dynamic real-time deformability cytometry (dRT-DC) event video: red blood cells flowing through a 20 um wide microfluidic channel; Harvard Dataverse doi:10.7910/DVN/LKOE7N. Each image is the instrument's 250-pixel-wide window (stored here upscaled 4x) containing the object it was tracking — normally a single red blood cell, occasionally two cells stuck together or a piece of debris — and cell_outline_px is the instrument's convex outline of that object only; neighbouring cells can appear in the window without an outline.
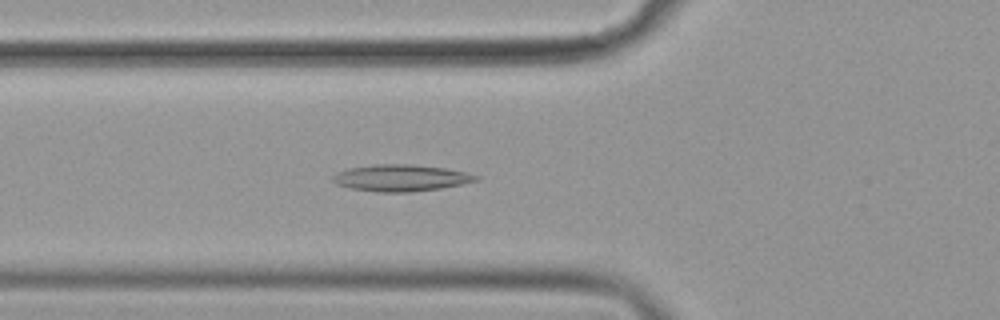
{"species": "common noctule bat (a hibernating species)", "species_latin": "Nyctalus noctula", "temperature_condition": "cold", "stored_images_in_passage": 46, "camera_frame_rate_fps": 3000, "um_per_image_px": 0.085, "animal": {"sex": "female", "body_mass_g": 19.9}, "frame": {"image": 1, "passage_image": 11, "time_ms": 3.333, "image_size_px": [1000, 320], "cell_outline_px": [[480, 180], [440, 188], [408, 192], [376, 192], [348, 188], [336, 184], [332, 180], [332, 176], [336, 172], [348, 168], [372, 164], [412, 164], [444, 168], [464, 172], [480, 176]], "centroid_in_image_um": [34.02, 15.12], "position_along_channel_um": 91.8, "area_um2": 22.31}}
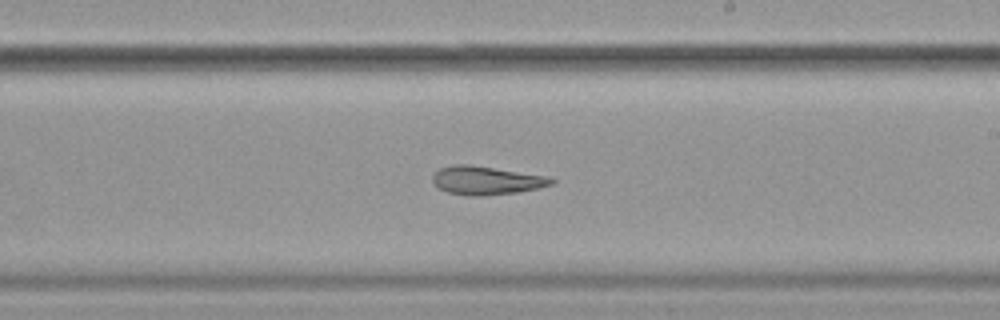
{"frame": {"image": 2, "passage_image": 24, "time_ms": 7.667, "image_size_px": [1000, 320], "cell_outline_px": [[556, 184], [540, 188], [516, 192], [484, 196], [468, 196], [448, 192], [440, 188], [432, 180], [432, 172], [440, 168], [456, 164], [472, 164], [548, 176], [556, 180]], "centroid_in_image_um": [41.37, 15.33], "position_along_channel_um": 247.6, "area_um2": 20.0}}
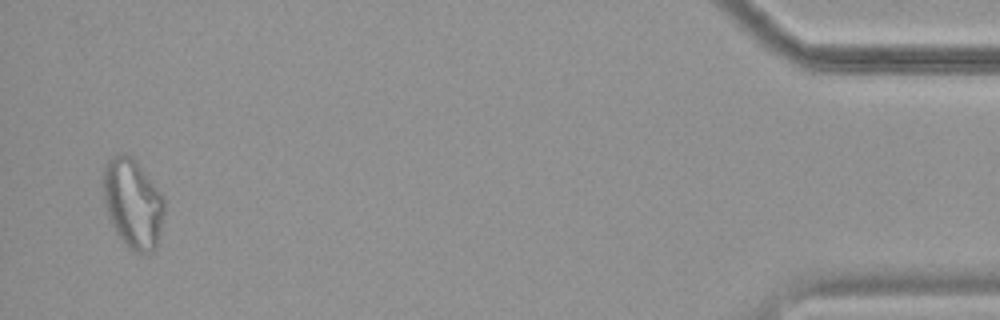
{"frame": {"image": 3, "passage_image": 45, "time_ms": 14.667, "image_size_px": [1000, 320], "cell_outline_px": [[164, 212], [160, 232], [156, 248], [152, 252], [140, 256], [124, 244], [116, 232], [112, 224], [104, 200], [104, 168], [108, 160], [120, 152], [132, 156], [136, 160], [164, 196]], "centroid_in_image_um": [11.32, 17.31], "position_along_channel_um": 423.9, "area_um2": 31.91}, "authors_computed_cell_mechanics": {"area_um2": 22.1374, "velocity_mm_per_s": 3.6012, "shape_relaxation_time_tau1_ms": null, "shape_relaxation_time_tau2_ms": 10.3142, "deformation_change_tau1": null, "deformation_change_tau2": 0.2298}}